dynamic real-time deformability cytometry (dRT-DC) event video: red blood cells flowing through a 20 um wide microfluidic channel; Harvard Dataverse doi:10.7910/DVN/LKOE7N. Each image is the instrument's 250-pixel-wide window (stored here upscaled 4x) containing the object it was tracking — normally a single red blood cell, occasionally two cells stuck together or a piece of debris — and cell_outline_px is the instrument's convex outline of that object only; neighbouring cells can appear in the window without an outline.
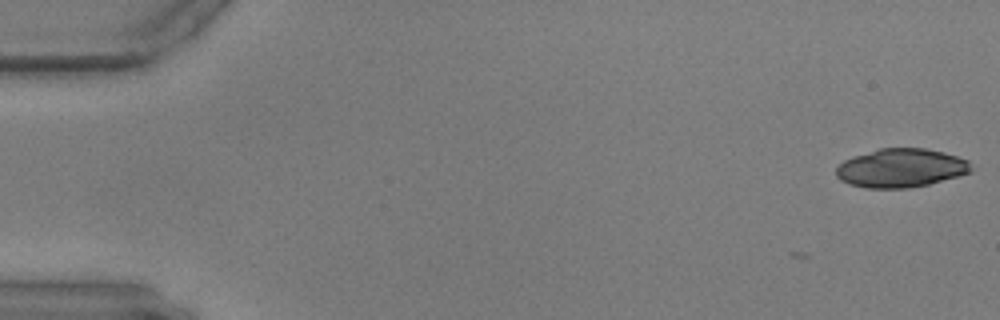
{"species": "common noctule bat (a hibernating species)", "species_latin": "Nyctalus noctula", "temperature_condition": "warm", "stored_images_in_passage": 10, "camera_frame_rate_fps": 3000, "um_per_image_px": 0.085, "animal": {"sex": "male", "body_mass_g": 17.9, "forearm_length_mm": 54.2}, "frame": {"image": 1, "passage_image": 1, "time_ms": 0.0, "image_size_px": [1000, 320], "cell_outline_px": [[972, 172], [928, 184], [908, 188], [864, 188], [848, 184], [840, 180], [836, 176], [836, 168], [844, 160], [852, 156], [880, 148], [924, 148], [944, 152], [968, 160], [972, 168]], "centroid_in_image_um": [76.56, 14.28], "position_along_channel_um": 8.4, "area_um2": 30.52}}